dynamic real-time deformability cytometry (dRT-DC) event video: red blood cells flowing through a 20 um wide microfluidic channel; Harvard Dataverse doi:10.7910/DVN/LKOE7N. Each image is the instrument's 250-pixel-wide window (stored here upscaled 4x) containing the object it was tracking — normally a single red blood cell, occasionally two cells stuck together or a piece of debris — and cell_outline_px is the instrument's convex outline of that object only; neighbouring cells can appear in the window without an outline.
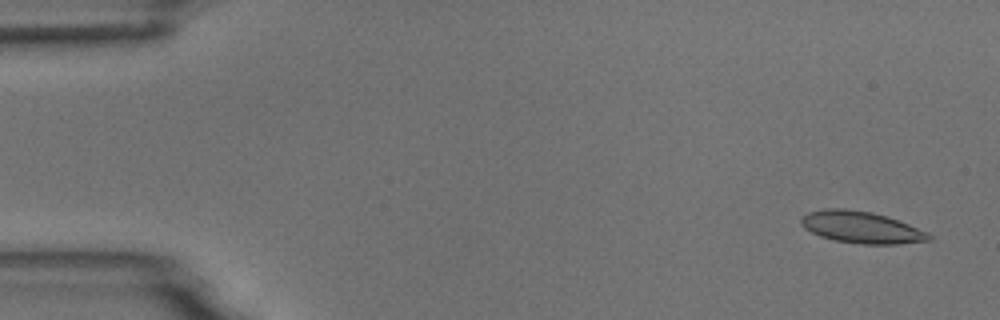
{"species": "common noctule bat (a hibernating species)", "species_latin": "Nyctalus noctula", "temperature_condition": "room temperature", "stored_images_in_passage": 8, "camera_frame_rate_fps": 3000, "um_per_image_px": 0.085, "animal": {"sex": "male", "body_mass_g": 18.8}, "frame": {"image": 1, "passage_image": 1, "time_ms": 0.0, "image_size_px": [1000, 320], "cell_outline_px": [[932, 240], [896, 244], [864, 244], [836, 240], [820, 236], [804, 228], [800, 224], [800, 216], [808, 212], [824, 208], [844, 208], [872, 212], [888, 216], [928, 232], [932, 236]], "centroid_in_image_um": [73.19, 19.3], "position_along_channel_um": 11.8, "area_um2": 23.76}}
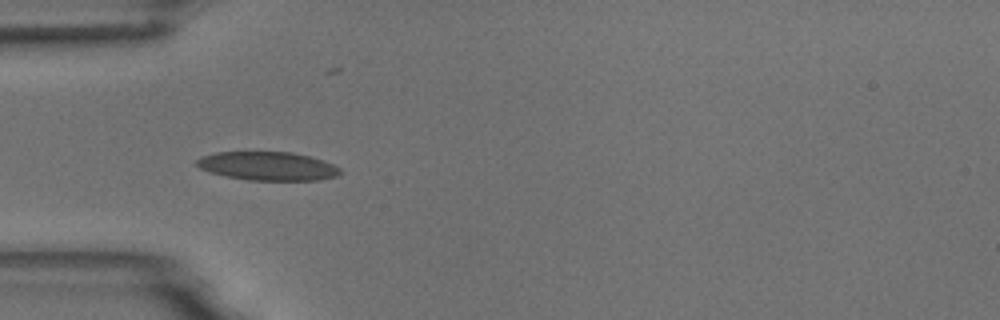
{"frame": {"image": 2, "passage_image": 5, "time_ms": 4.667, "image_size_px": [1000, 320], "cell_outline_px": [[344, 172], [336, 176], [320, 180], [248, 180], [224, 176], [200, 168], [196, 164], [196, 160], [200, 156], [216, 152], [292, 152], [324, 160], [340, 168]], "centroid_in_image_um": [22.77, 14.11], "position_along_channel_um": 62.2, "area_um2": 23.99}}